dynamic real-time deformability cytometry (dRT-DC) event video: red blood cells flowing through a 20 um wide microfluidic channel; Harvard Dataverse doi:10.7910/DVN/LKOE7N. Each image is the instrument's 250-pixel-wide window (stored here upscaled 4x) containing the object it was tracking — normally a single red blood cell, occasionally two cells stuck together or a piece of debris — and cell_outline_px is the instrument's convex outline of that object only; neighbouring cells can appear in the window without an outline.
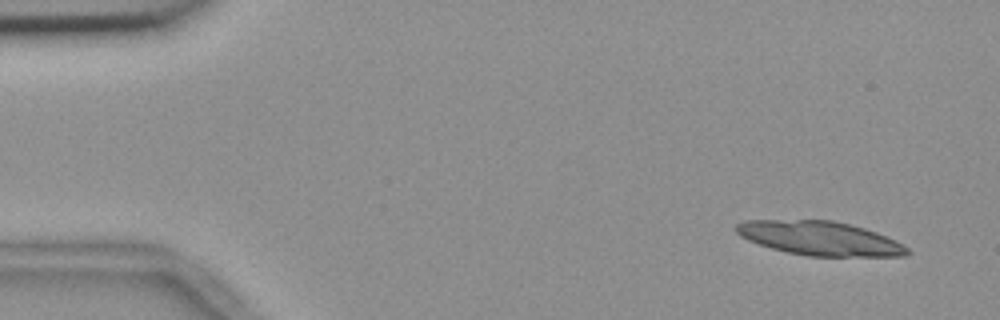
{"species": "common noctule bat (a hibernating species)", "species_latin": "Nyctalus noctula", "temperature_condition": "room temperature", "stored_images_in_passage": 5, "camera_frame_rate_fps": 3000, "um_per_image_px": 0.085, "animal": {"sex": "female", "body_mass_g": 18.4}, "frame": {"image": 1, "passage_image": 1, "time_ms": 0.0, "image_size_px": [1000, 320], "cell_outline_px": [[912, 252], [908, 256], [808, 256], [788, 252], [772, 248], [748, 240], [740, 236], [732, 228], [736, 224], [744, 220], [832, 220], [864, 228], [876, 232], [896, 240], [904, 244]], "centroid_in_image_um": [69.7, 20.25], "position_along_channel_um": 15.3, "area_um2": 33.99}}